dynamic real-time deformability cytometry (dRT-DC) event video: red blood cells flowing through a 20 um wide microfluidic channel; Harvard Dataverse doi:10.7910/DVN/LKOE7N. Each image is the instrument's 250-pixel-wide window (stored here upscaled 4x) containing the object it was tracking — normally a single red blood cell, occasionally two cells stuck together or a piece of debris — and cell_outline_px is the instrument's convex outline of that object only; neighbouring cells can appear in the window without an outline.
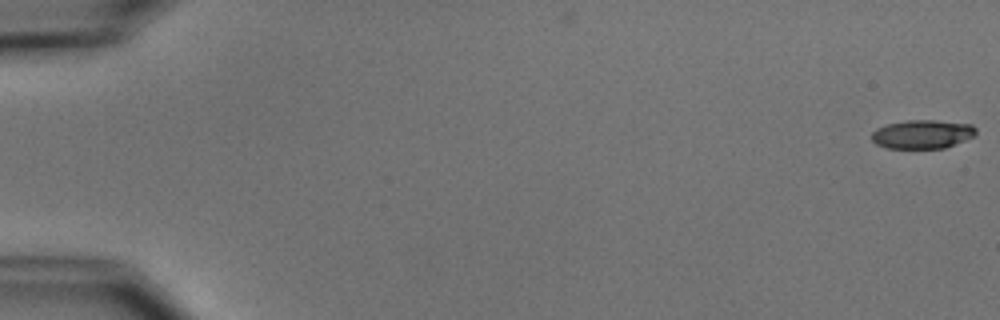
{"species": "common noctule bat (a hibernating species)", "species_latin": "Nyctalus noctula", "temperature_condition": "cold", "stored_images_in_passage": 54, "camera_frame_rate_fps": 3000, "um_per_image_px": 0.085, "animal": {"sex": "male", "body_mass_g": 15.6}, "frame": {"image": 1, "passage_image": 1, "time_ms": 0.0, "image_size_px": [1000, 320], "cell_outline_px": [[976, 132], [972, 136], [964, 140], [944, 148], [888, 148], [876, 144], [872, 140], [872, 132], [876, 128], [888, 124], [908, 120], [936, 120], [972, 124], [976, 128]], "centroid_in_image_um": [78.39, 11.4], "position_along_channel_um": 6.6, "area_um2": 17.34}}
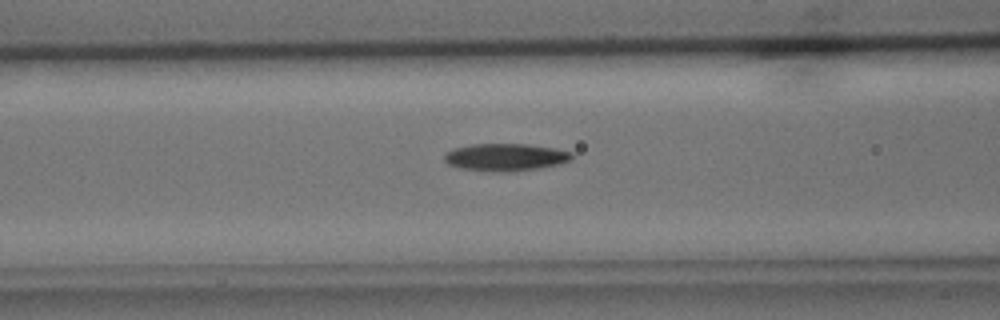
{"frame": {"image": 2, "passage_image": 23, "time_ms": 7.333, "image_size_px": [1000, 320], "cell_outline_px": [[572, 160], [560, 164], [540, 168], [508, 172], [500, 172], [460, 168], [448, 164], [444, 160], [444, 152], [452, 148], [472, 144], [528, 144], [556, 148], [572, 152]], "centroid_in_image_um": [42.97, 13.35], "position_along_channel_um": 123.6, "area_um2": 20.58}}
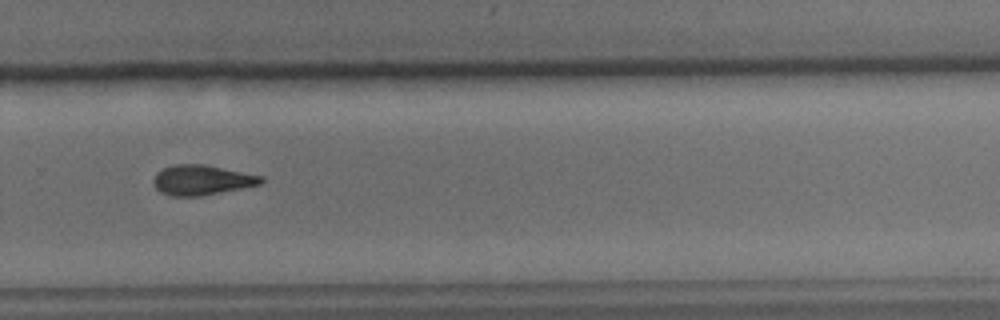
{"frame": {"image": 3, "passage_image": 38, "time_ms": 12.333, "image_size_px": [1000, 320], "cell_outline_px": [[264, 180], [260, 184], [200, 196], [172, 196], [160, 192], [152, 184], [152, 180], [156, 172], [164, 168], [176, 164], [204, 164], [264, 176]], "centroid_in_image_um": [17.12, 15.29], "position_along_channel_um": 312.7, "area_um2": 18.79}, "authors_computed_cell_mechanics": {"area_um2": 18.8717, "velocity_mm_per_s": 3.7814, "shape_relaxation_time_tau1_ms": 3.7469, "shape_relaxation_time_tau2_ms": null, "deformation_change_tau1": 0.1325, "deformation_change_tau2": null}}